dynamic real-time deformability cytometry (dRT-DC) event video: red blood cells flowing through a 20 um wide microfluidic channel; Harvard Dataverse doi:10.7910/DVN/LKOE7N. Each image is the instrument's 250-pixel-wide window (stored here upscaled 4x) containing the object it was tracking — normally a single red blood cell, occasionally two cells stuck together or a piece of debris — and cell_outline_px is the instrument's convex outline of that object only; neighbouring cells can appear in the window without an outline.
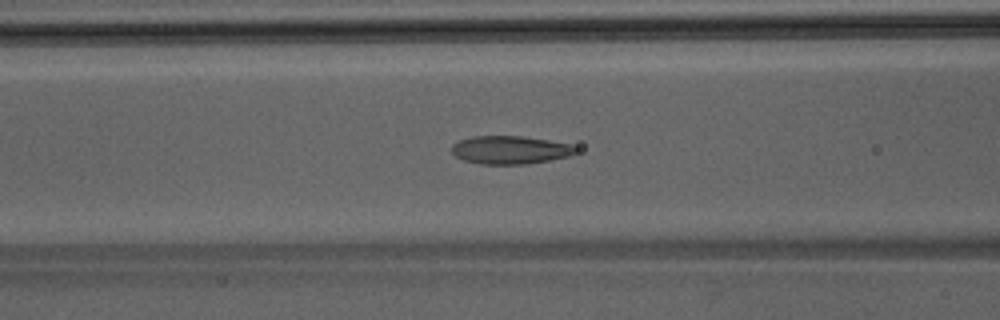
{"species": "Egyptian fruit bat (a non-hibernating species)", "species_latin": "Rousettus aegyptiacus", "temperature_condition": "room temperature", "stored_images_in_passage": 41, "camera_frame_rate_fps": 3000, "um_per_image_px": 0.085, "animal": {"sex": "male"}, "frame": {"image": 1, "passage_image": 12, "time_ms": 3.667, "image_size_px": [1000, 320], "cell_outline_px": [[576, 152], [568, 156], [528, 164], [480, 164], [464, 160], [456, 156], [452, 152], [452, 144], [460, 140], [472, 136], [520, 136], [548, 140], [572, 144], [576, 148]], "centroid_in_image_um": [43.35, 12.74], "position_along_channel_um": 123.3, "area_um2": 20.23}}
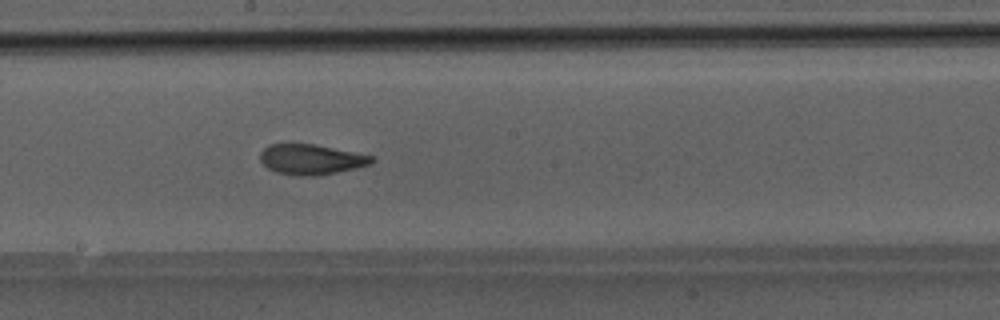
{"frame": {"image": 2, "passage_image": 19, "time_ms": 6.0, "image_size_px": [1000, 320], "cell_outline_px": [[376, 160], [372, 164], [356, 168], [316, 176], [300, 176], [276, 172], [268, 168], [260, 160], [260, 152], [268, 144], [312, 144], [372, 156]], "centroid_in_image_um": [26.43, 13.56], "position_along_channel_um": 221.8, "area_um2": 19.48}}
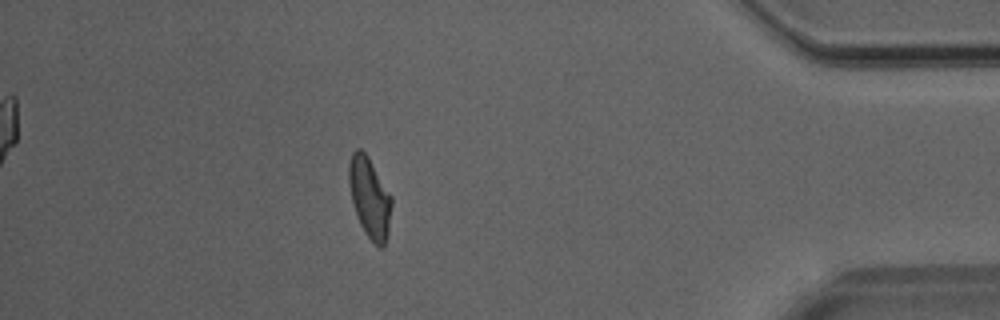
{"frame": {"image": 3, "passage_image": 35, "time_ms": 11.333, "image_size_px": [1000, 320], "cell_outline_px": [[392, 204], [388, 232], [384, 244], [380, 248], [364, 232], [360, 224], [352, 200], [348, 180], [348, 164], [352, 152], [356, 148], [360, 148], [368, 156], [392, 196]], "centroid_in_image_um": [31.41, 16.75], "position_along_channel_um": 403.8, "area_um2": 19.88}}